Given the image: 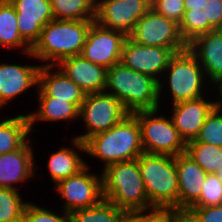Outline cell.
Masks as SVG:
<instances>
[{
    "label": "cell",
    "mask_w": 222,
    "mask_h": 222,
    "mask_svg": "<svg viewBox=\"0 0 222 222\" xmlns=\"http://www.w3.org/2000/svg\"><path fill=\"white\" fill-rule=\"evenodd\" d=\"M75 149L103 160L108 165L137 159L144 151L138 120L129 114L107 131L97 133L85 142L73 138Z\"/></svg>",
    "instance_id": "6da1fadb"
},
{
    "label": "cell",
    "mask_w": 222,
    "mask_h": 222,
    "mask_svg": "<svg viewBox=\"0 0 222 222\" xmlns=\"http://www.w3.org/2000/svg\"><path fill=\"white\" fill-rule=\"evenodd\" d=\"M105 91L119 99L130 114L160 107L159 82L122 62L107 69Z\"/></svg>",
    "instance_id": "7a4b0ae2"
},
{
    "label": "cell",
    "mask_w": 222,
    "mask_h": 222,
    "mask_svg": "<svg viewBox=\"0 0 222 222\" xmlns=\"http://www.w3.org/2000/svg\"><path fill=\"white\" fill-rule=\"evenodd\" d=\"M93 21L95 20L48 22L43 27L39 40L31 48L32 57L48 61L43 65L55 66L65 58L80 55Z\"/></svg>",
    "instance_id": "3957f363"
},
{
    "label": "cell",
    "mask_w": 222,
    "mask_h": 222,
    "mask_svg": "<svg viewBox=\"0 0 222 222\" xmlns=\"http://www.w3.org/2000/svg\"><path fill=\"white\" fill-rule=\"evenodd\" d=\"M101 174L103 199L126 213L151 208L138 159L108 165Z\"/></svg>",
    "instance_id": "277c9868"
},
{
    "label": "cell",
    "mask_w": 222,
    "mask_h": 222,
    "mask_svg": "<svg viewBox=\"0 0 222 222\" xmlns=\"http://www.w3.org/2000/svg\"><path fill=\"white\" fill-rule=\"evenodd\" d=\"M137 159L151 208L178 210L179 183L175 157L143 152Z\"/></svg>",
    "instance_id": "5b68a950"
},
{
    "label": "cell",
    "mask_w": 222,
    "mask_h": 222,
    "mask_svg": "<svg viewBox=\"0 0 222 222\" xmlns=\"http://www.w3.org/2000/svg\"><path fill=\"white\" fill-rule=\"evenodd\" d=\"M158 110L138 111L132 114L140 126L143 151L174 157L186 153L187 143L175 128L172 118L157 115Z\"/></svg>",
    "instance_id": "8992f818"
},
{
    "label": "cell",
    "mask_w": 222,
    "mask_h": 222,
    "mask_svg": "<svg viewBox=\"0 0 222 222\" xmlns=\"http://www.w3.org/2000/svg\"><path fill=\"white\" fill-rule=\"evenodd\" d=\"M167 74V85L172 96V105L203 97L205 72L196 56L187 48L177 52L164 71Z\"/></svg>",
    "instance_id": "52a82bcc"
},
{
    "label": "cell",
    "mask_w": 222,
    "mask_h": 222,
    "mask_svg": "<svg viewBox=\"0 0 222 222\" xmlns=\"http://www.w3.org/2000/svg\"><path fill=\"white\" fill-rule=\"evenodd\" d=\"M129 114L123 103L106 91L86 94L79 109V118H83L87 132L73 138L85 142L91 136L117 125Z\"/></svg>",
    "instance_id": "ba28073f"
},
{
    "label": "cell",
    "mask_w": 222,
    "mask_h": 222,
    "mask_svg": "<svg viewBox=\"0 0 222 222\" xmlns=\"http://www.w3.org/2000/svg\"><path fill=\"white\" fill-rule=\"evenodd\" d=\"M86 166L78 173L59 181L55 190L63 199V211L72 213L76 210L90 208L103 199L102 174L89 173Z\"/></svg>",
    "instance_id": "9c48e42d"
},
{
    "label": "cell",
    "mask_w": 222,
    "mask_h": 222,
    "mask_svg": "<svg viewBox=\"0 0 222 222\" xmlns=\"http://www.w3.org/2000/svg\"><path fill=\"white\" fill-rule=\"evenodd\" d=\"M187 48H165L160 46H143L135 43L129 37L126 38L121 62L136 72L149 75L159 82V99L164 87L159 76L163 75L169 66L171 58L180 51ZM159 77V78H158Z\"/></svg>",
    "instance_id": "30bf717a"
},
{
    "label": "cell",
    "mask_w": 222,
    "mask_h": 222,
    "mask_svg": "<svg viewBox=\"0 0 222 222\" xmlns=\"http://www.w3.org/2000/svg\"><path fill=\"white\" fill-rule=\"evenodd\" d=\"M128 37L143 46L188 48L180 34L179 24L156 13L152 8L136 22Z\"/></svg>",
    "instance_id": "8fae6325"
},
{
    "label": "cell",
    "mask_w": 222,
    "mask_h": 222,
    "mask_svg": "<svg viewBox=\"0 0 222 222\" xmlns=\"http://www.w3.org/2000/svg\"><path fill=\"white\" fill-rule=\"evenodd\" d=\"M127 36L93 21L85 39L81 56L94 64L109 69L121 62L122 49Z\"/></svg>",
    "instance_id": "7c38bea8"
},
{
    "label": "cell",
    "mask_w": 222,
    "mask_h": 222,
    "mask_svg": "<svg viewBox=\"0 0 222 222\" xmlns=\"http://www.w3.org/2000/svg\"><path fill=\"white\" fill-rule=\"evenodd\" d=\"M150 9L151 0H96L95 21L128 37Z\"/></svg>",
    "instance_id": "4fadbf2b"
},
{
    "label": "cell",
    "mask_w": 222,
    "mask_h": 222,
    "mask_svg": "<svg viewBox=\"0 0 222 222\" xmlns=\"http://www.w3.org/2000/svg\"><path fill=\"white\" fill-rule=\"evenodd\" d=\"M184 6L179 31L187 44L203 33L222 29V0H184Z\"/></svg>",
    "instance_id": "5bb4252c"
},
{
    "label": "cell",
    "mask_w": 222,
    "mask_h": 222,
    "mask_svg": "<svg viewBox=\"0 0 222 222\" xmlns=\"http://www.w3.org/2000/svg\"><path fill=\"white\" fill-rule=\"evenodd\" d=\"M17 14L20 36L31 46L39 40L43 27L54 20L50 0H9Z\"/></svg>",
    "instance_id": "9a60e30c"
},
{
    "label": "cell",
    "mask_w": 222,
    "mask_h": 222,
    "mask_svg": "<svg viewBox=\"0 0 222 222\" xmlns=\"http://www.w3.org/2000/svg\"><path fill=\"white\" fill-rule=\"evenodd\" d=\"M188 49L196 56L207 79L214 86L222 84V29L195 37Z\"/></svg>",
    "instance_id": "2e32d148"
},
{
    "label": "cell",
    "mask_w": 222,
    "mask_h": 222,
    "mask_svg": "<svg viewBox=\"0 0 222 222\" xmlns=\"http://www.w3.org/2000/svg\"><path fill=\"white\" fill-rule=\"evenodd\" d=\"M204 97L172 105V121L186 143L198 136L207 115L216 106V100L213 102Z\"/></svg>",
    "instance_id": "e0dca14e"
},
{
    "label": "cell",
    "mask_w": 222,
    "mask_h": 222,
    "mask_svg": "<svg viewBox=\"0 0 222 222\" xmlns=\"http://www.w3.org/2000/svg\"><path fill=\"white\" fill-rule=\"evenodd\" d=\"M55 66L86 94L105 91L107 79L105 67L94 64L81 55L65 58Z\"/></svg>",
    "instance_id": "ac0fdd59"
},
{
    "label": "cell",
    "mask_w": 222,
    "mask_h": 222,
    "mask_svg": "<svg viewBox=\"0 0 222 222\" xmlns=\"http://www.w3.org/2000/svg\"><path fill=\"white\" fill-rule=\"evenodd\" d=\"M179 183L178 211L186 212L201 195L206 171L186 153L175 156Z\"/></svg>",
    "instance_id": "d6986e66"
},
{
    "label": "cell",
    "mask_w": 222,
    "mask_h": 222,
    "mask_svg": "<svg viewBox=\"0 0 222 222\" xmlns=\"http://www.w3.org/2000/svg\"><path fill=\"white\" fill-rule=\"evenodd\" d=\"M30 139L19 149L0 155V187L18 190L15 184L35 177ZM29 178V179H28Z\"/></svg>",
    "instance_id": "ffe728a7"
},
{
    "label": "cell",
    "mask_w": 222,
    "mask_h": 222,
    "mask_svg": "<svg viewBox=\"0 0 222 222\" xmlns=\"http://www.w3.org/2000/svg\"><path fill=\"white\" fill-rule=\"evenodd\" d=\"M40 66L0 63V108L28 88L38 86Z\"/></svg>",
    "instance_id": "44dd1931"
},
{
    "label": "cell",
    "mask_w": 222,
    "mask_h": 222,
    "mask_svg": "<svg viewBox=\"0 0 222 222\" xmlns=\"http://www.w3.org/2000/svg\"><path fill=\"white\" fill-rule=\"evenodd\" d=\"M53 65H41L38 71V87L49 97L67 100L78 109L85 99L86 93L60 69L53 72Z\"/></svg>",
    "instance_id": "7402d4cb"
},
{
    "label": "cell",
    "mask_w": 222,
    "mask_h": 222,
    "mask_svg": "<svg viewBox=\"0 0 222 222\" xmlns=\"http://www.w3.org/2000/svg\"><path fill=\"white\" fill-rule=\"evenodd\" d=\"M38 88V89H37ZM38 108L36 112L27 113L32 132L33 125L36 121H70L79 118V109L67 100L57 99L56 97L47 96L38 86Z\"/></svg>",
    "instance_id": "603a6c76"
},
{
    "label": "cell",
    "mask_w": 222,
    "mask_h": 222,
    "mask_svg": "<svg viewBox=\"0 0 222 222\" xmlns=\"http://www.w3.org/2000/svg\"><path fill=\"white\" fill-rule=\"evenodd\" d=\"M22 48L23 54L32 56L31 46L20 36L17 14L9 0H0V47Z\"/></svg>",
    "instance_id": "cb8c5ba5"
},
{
    "label": "cell",
    "mask_w": 222,
    "mask_h": 222,
    "mask_svg": "<svg viewBox=\"0 0 222 222\" xmlns=\"http://www.w3.org/2000/svg\"><path fill=\"white\" fill-rule=\"evenodd\" d=\"M5 118L0 122V155L21 148L31 132L27 114Z\"/></svg>",
    "instance_id": "d4e9b609"
},
{
    "label": "cell",
    "mask_w": 222,
    "mask_h": 222,
    "mask_svg": "<svg viewBox=\"0 0 222 222\" xmlns=\"http://www.w3.org/2000/svg\"><path fill=\"white\" fill-rule=\"evenodd\" d=\"M80 154L74 148L63 147L49 156L47 170L49 171L53 184L78 173L86 166Z\"/></svg>",
    "instance_id": "484cf974"
},
{
    "label": "cell",
    "mask_w": 222,
    "mask_h": 222,
    "mask_svg": "<svg viewBox=\"0 0 222 222\" xmlns=\"http://www.w3.org/2000/svg\"><path fill=\"white\" fill-rule=\"evenodd\" d=\"M54 20H95L96 0H50Z\"/></svg>",
    "instance_id": "4316f807"
},
{
    "label": "cell",
    "mask_w": 222,
    "mask_h": 222,
    "mask_svg": "<svg viewBox=\"0 0 222 222\" xmlns=\"http://www.w3.org/2000/svg\"><path fill=\"white\" fill-rule=\"evenodd\" d=\"M189 155L207 174L216 173L222 165V147L197 142L195 139L186 144Z\"/></svg>",
    "instance_id": "83f0119b"
},
{
    "label": "cell",
    "mask_w": 222,
    "mask_h": 222,
    "mask_svg": "<svg viewBox=\"0 0 222 222\" xmlns=\"http://www.w3.org/2000/svg\"><path fill=\"white\" fill-rule=\"evenodd\" d=\"M126 212L106 199L69 214L70 222H119Z\"/></svg>",
    "instance_id": "f1b7e54d"
},
{
    "label": "cell",
    "mask_w": 222,
    "mask_h": 222,
    "mask_svg": "<svg viewBox=\"0 0 222 222\" xmlns=\"http://www.w3.org/2000/svg\"><path fill=\"white\" fill-rule=\"evenodd\" d=\"M18 191L0 187V222H15L23 218L28 202L22 200Z\"/></svg>",
    "instance_id": "f546056e"
},
{
    "label": "cell",
    "mask_w": 222,
    "mask_h": 222,
    "mask_svg": "<svg viewBox=\"0 0 222 222\" xmlns=\"http://www.w3.org/2000/svg\"><path fill=\"white\" fill-rule=\"evenodd\" d=\"M195 140L222 147V112L217 106L207 115Z\"/></svg>",
    "instance_id": "4dcf8cb0"
},
{
    "label": "cell",
    "mask_w": 222,
    "mask_h": 222,
    "mask_svg": "<svg viewBox=\"0 0 222 222\" xmlns=\"http://www.w3.org/2000/svg\"><path fill=\"white\" fill-rule=\"evenodd\" d=\"M222 205V181L215 174L206 175L200 198L191 207Z\"/></svg>",
    "instance_id": "1f68e13d"
},
{
    "label": "cell",
    "mask_w": 222,
    "mask_h": 222,
    "mask_svg": "<svg viewBox=\"0 0 222 222\" xmlns=\"http://www.w3.org/2000/svg\"><path fill=\"white\" fill-rule=\"evenodd\" d=\"M23 219L25 222H70L69 213L63 211L58 215L48 208L44 209L32 202L27 203Z\"/></svg>",
    "instance_id": "d6a6232c"
},
{
    "label": "cell",
    "mask_w": 222,
    "mask_h": 222,
    "mask_svg": "<svg viewBox=\"0 0 222 222\" xmlns=\"http://www.w3.org/2000/svg\"><path fill=\"white\" fill-rule=\"evenodd\" d=\"M151 8L177 24L181 22L185 12L184 0H151Z\"/></svg>",
    "instance_id": "836d02e7"
},
{
    "label": "cell",
    "mask_w": 222,
    "mask_h": 222,
    "mask_svg": "<svg viewBox=\"0 0 222 222\" xmlns=\"http://www.w3.org/2000/svg\"><path fill=\"white\" fill-rule=\"evenodd\" d=\"M131 213L140 222H171L180 211L175 208L153 207L147 210H137Z\"/></svg>",
    "instance_id": "e575fe53"
},
{
    "label": "cell",
    "mask_w": 222,
    "mask_h": 222,
    "mask_svg": "<svg viewBox=\"0 0 222 222\" xmlns=\"http://www.w3.org/2000/svg\"><path fill=\"white\" fill-rule=\"evenodd\" d=\"M186 213L194 222H222V205L190 207Z\"/></svg>",
    "instance_id": "d590c367"
},
{
    "label": "cell",
    "mask_w": 222,
    "mask_h": 222,
    "mask_svg": "<svg viewBox=\"0 0 222 222\" xmlns=\"http://www.w3.org/2000/svg\"><path fill=\"white\" fill-rule=\"evenodd\" d=\"M119 222H140L131 212L125 213Z\"/></svg>",
    "instance_id": "8d00e7d4"
},
{
    "label": "cell",
    "mask_w": 222,
    "mask_h": 222,
    "mask_svg": "<svg viewBox=\"0 0 222 222\" xmlns=\"http://www.w3.org/2000/svg\"><path fill=\"white\" fill-rule=\"evenodd\" d=\"M171 222H189V215L186 212H180Z\"/></svg>",
    "instance_id": "74e56055"
},
{
    "label": "cell",
    "mask_w": 222,
    "mask_h": 222,
    "mask_svg": "<svg viewBox=\"0 0 222 222\" xmlns=\"http://www.w3.org/2000/svg\"><path fill=\"white\" fill-rule=\"evenodd\" d=\"M217 92H218V95H220L219 97V101L216 100V106L218 107V109L222 112V84L218 85L217 87Z\"/></svg>",
    "instance_id": "f35d334b"
},
{
    "label": "cell",
    "mask_w": 222,
    "mask_h": 222,
    "mask_svg": "<svg viewBox=\"0 0 222 222\" xmlns=\"http://www.w3.org/2000/svg\"><path fill=\"white\" fill-rule=\"evenodd\" d=\"M222 181V165L219 167V170L215 173Z\"/></svg>",
    "instance_id": "ab89813d"
},
{
    "label": "cell",
    "mask_w": 222,
    "mask_h": 222,
    "mask_svg": "<svg viewBox=\"0 0 222 222\" xmlns=\"http://www.w3.org/2000/svg\"><path fill=\"white\" fill-rule=\"evenodd\" d=\"M15 222H25L23 218L19 219L18 221Z\"/></svg>",
    "instance_id": "60d3db41"
},
{
    "label": "cell",
    "mask_w": 222,
    "mask_h": 222,
    "mask_svg": "<svg viewBox=\"0 0 222 222\" xmlns=\"http://www.w3.org/2000/svg\"><path fill=\"white\" fill-rule=\"evenodd\" d=\"M189 222H194L192 219H191V217L189 216Z\"/></svg>",
    "instance_id": "b9f144b4"
}]
</instances>
